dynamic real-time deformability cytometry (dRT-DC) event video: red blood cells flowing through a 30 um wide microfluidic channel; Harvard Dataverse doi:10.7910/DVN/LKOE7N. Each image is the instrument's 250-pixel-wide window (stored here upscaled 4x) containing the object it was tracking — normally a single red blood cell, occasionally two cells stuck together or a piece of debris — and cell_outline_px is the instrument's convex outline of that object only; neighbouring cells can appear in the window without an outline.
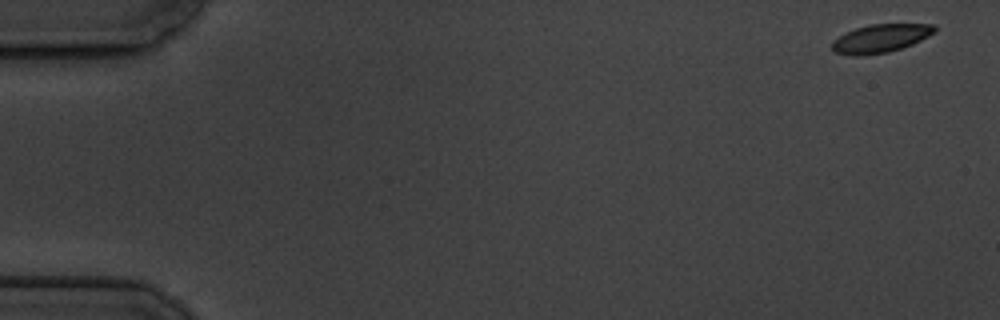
{"species": "common noctule bat (a hibernating species)", "species_latin": "Nyctalus noctula", "temperature_condition": "cold", "stored_images_in_passage": 5, "camera_frame_rate_fps": 3000, "um_per_image_px": 0.085, "animal": {"sex": "male", "body_mass_g": 19.5, "forearm_length_mm": 54.6}, "frame": {"image": 1, "passage_image": 1, "time_ms": 0.0, "image_size_px": [1000, 320], "cell_outline_px": [[936, 32], [912, 44], [888, 52], [856, 56], [852, 56], [836, 52], [832, 48], [832, 40], [856, 28], [872, 24], [936, 24]], "centroid_in_image_um": [74.87, 3.26], "position_along_channel_um": 10.1, "area_um2": 16.7}}
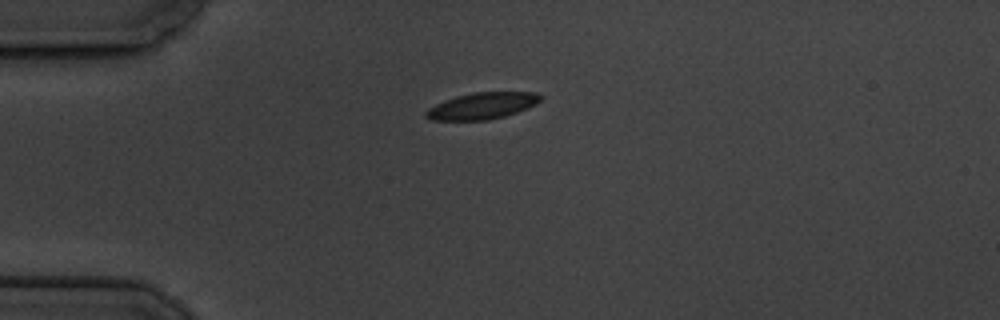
{"frame": {"image": 2, "passage_image": 4, "time_ms": 4.333, "image_size_px": [1000, 320], "cell_outline_px": [[544, 96], [536, 104], [528, 108], [504, 116], [488, 120], [432, 120], [424, 116], [424, 112], [428, 108], [444, 100], [456, 96], [472, 92], [536, 92]], "centroid_in_image_um": [40.98, 8.99], "position_along_channel_um": 44.0, "area_um2": 17.8}}